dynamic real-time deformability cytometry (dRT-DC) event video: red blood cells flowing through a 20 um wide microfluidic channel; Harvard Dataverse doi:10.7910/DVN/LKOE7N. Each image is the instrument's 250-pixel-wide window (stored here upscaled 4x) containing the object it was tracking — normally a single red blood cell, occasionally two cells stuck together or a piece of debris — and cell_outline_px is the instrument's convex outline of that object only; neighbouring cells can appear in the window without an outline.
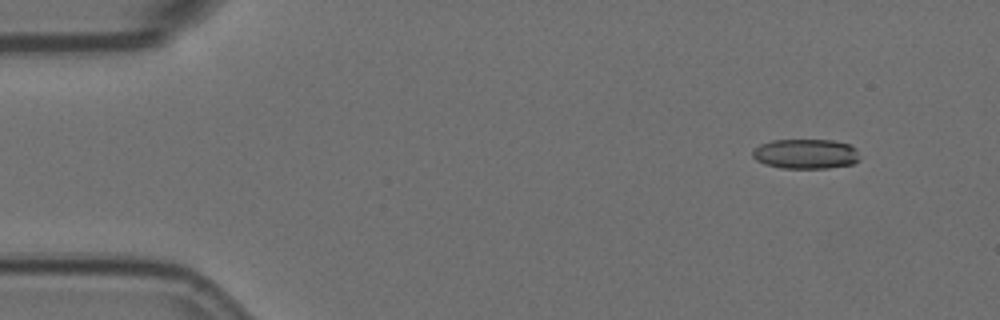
{"species": "Egyptian fruit bat (a non-hibernating species)", "species_latin": "Rousettus aegyptiacus", "temperature_condition": "room temperature", "stored_images_in_passage": 3, "camera_frame_rate_fps": 3000, "um_per_image_px": 0.085, "animal": {"sex": "female"}, "frame": {"image": 1, "passage_image": 2, "time_ms": 0.333, "image_size_px": [1000, 320], "cell_outline_px": [[860, 160], [852, 164], [828, 168], [780, 168], [764, 164], [756, 160], [752, 156], [752, 152], [760, 144], [772, 140], [832, 140], [848, 144], [856, 148]], "centroid_in_image_um": [68.48, 13.08], "position_along_channel_um": 16.5, "area_um2": 18.67}}